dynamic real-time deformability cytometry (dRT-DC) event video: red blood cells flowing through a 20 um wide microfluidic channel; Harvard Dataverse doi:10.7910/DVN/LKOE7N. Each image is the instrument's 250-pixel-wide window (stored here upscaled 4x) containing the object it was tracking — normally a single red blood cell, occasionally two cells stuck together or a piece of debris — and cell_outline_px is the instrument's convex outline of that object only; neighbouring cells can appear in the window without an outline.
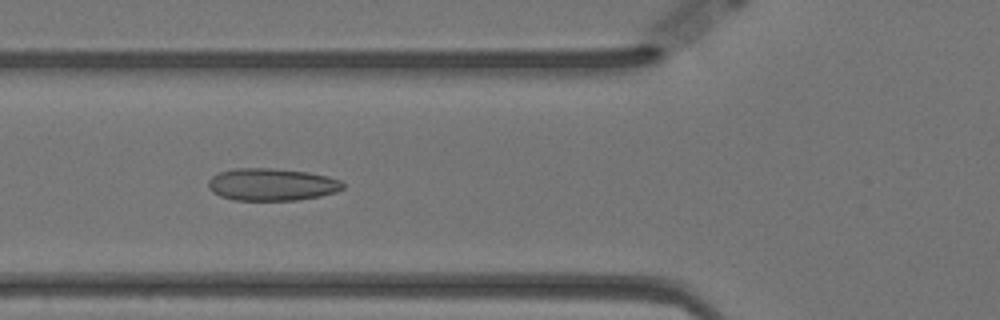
{"species": "Egyptian fruit bat (a non-hibernating species)", "species_latin": "Rousettus aegyptiacus", "temperature_condition": "warm", "stored_images_in_passage": 57, "camera_frame_rate_fps": 3000, "um_per_image_px": 0.085, "animal": {"sex": "female"}, "frame": {"image": 1, "passage_image": 20, "time_ms": 6.333, "image_size_px": [1000, 320], "cell_outline_px": [[344, 188], [336, 192], [320, 196], [296, 200], [232, 200], [220, 196], [212, 192], [208, 188], [208, 180], [212, 176], [220, 172], [236, 168], [272, 168], [308, 172], [328, 176], [340, 180], [344, 184]], "centroid_in_image_um": [23.09, 15.68], "position_along_channel_um": 102.7, "area_um2": 25.49}}
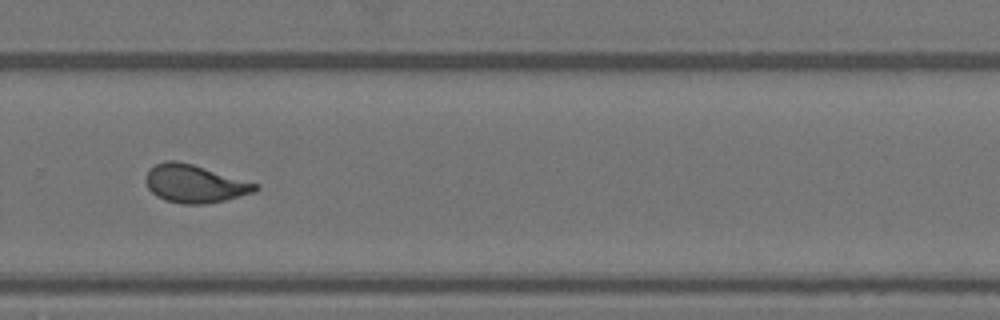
{"frame": {"image": 2, "passage_image": 38, "time_ms": 12.333, "image_size_px": [1000, 320], "cell_outline_px": [[260, 188], [256, 192], [224, 200], [204, 204], [180, 204], [164, 200], [156, 196], [148, 188], [144, 180], [144, 176], [156, 164], [164, 160], [176, 160], [192, 164], [260, 184]], "centroid_in_image_um": [16.55, 15.62], "position_along_channel_um": 313.3, "area_um2": 24.39}}
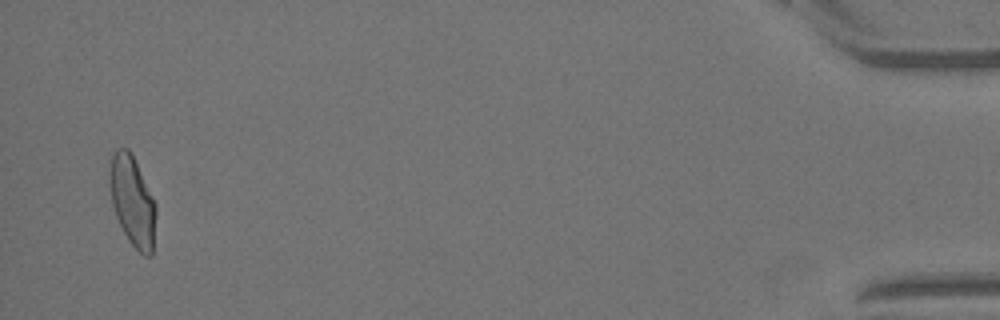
{"frame": {"image": 3, "passage_image": 55, "time_ms": 18.0, "image_size_px": [1000, 320], "cell_outline_px": [[156, 216], [152, 256], [144, 256], [128, 240], [116, 216], [112, 204], [108, 180], [108, 172], [112, 156], [116, 148], [128, 148], [132, 152], [156, 204]], "centroid_in_image_um": [11.25, 17.06], "position_along_channel_um": 423.9, "area_um2": 24.51}, "authors_computed_cell_mechanics": {"area_um2": 24.0448, "velocity_mm_per_s": 3.5106, "shape_relaxation_time_tau1_ms": null, "shape_relaxation_time_tau2_ms": 1.1503, "deformation_change_tau1": null, "deformation_change_tau2": 0.0657}}